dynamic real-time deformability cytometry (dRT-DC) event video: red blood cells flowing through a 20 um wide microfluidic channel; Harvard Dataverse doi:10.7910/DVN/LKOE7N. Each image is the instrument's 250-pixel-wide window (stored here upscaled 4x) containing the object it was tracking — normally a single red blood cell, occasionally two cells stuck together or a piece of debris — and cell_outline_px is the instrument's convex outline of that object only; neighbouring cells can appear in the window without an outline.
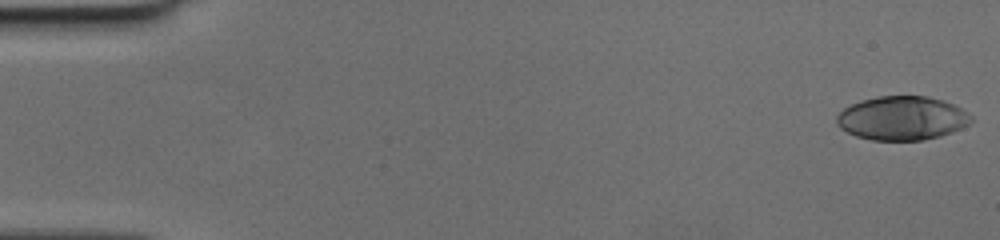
{"species": "human", "species_latin": "Homo sapiens", "temperature_condition": "cold", "stored_images_in_passage": 49, "camera_frame_rate_fps": 3000, "um_per_image_px": 0.085, "donor": {"sex": "female"}, "frame": {"image": 1, "passage_image": 1, "time_ms": 0.0, "image_size_px": [1000, 240], "cell_outline_px": [[972, 120], [968, 124], [952, 132], [940, 136], [924, 140], [872, 140], [856, 136], [840, 128], [836, 124], [836, 116], [844, 108], [852, 104], [876, 96], [928, 96], [952, 104], [960, 108], [972, 116]], "centroid_in_image_um": [76.65, 10.05], "position_along_channel_um": 8.3, "area_um2": 34.16}}
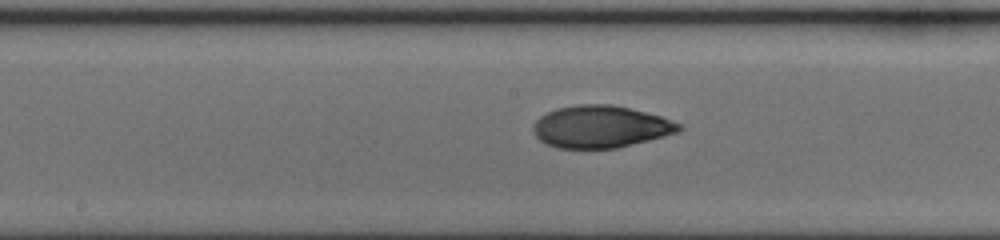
{"frame": {"image": 2, "passage_image": 26, "time_ms": 8.333, "image_size_px": [1000, 240], "cell_outline_px": [[684, 128], [680, 132], [616, 148], [556, 148], [540, 140], [532, 132], [532, 124], [540, 116], [556, 108], [576, 104], [612, 104], [660, 116], [680, 124]], "centroid_in_image_um": [51.02, 10.77], "position_along_channel_um": 197.2, "area_um2": 35.78}}
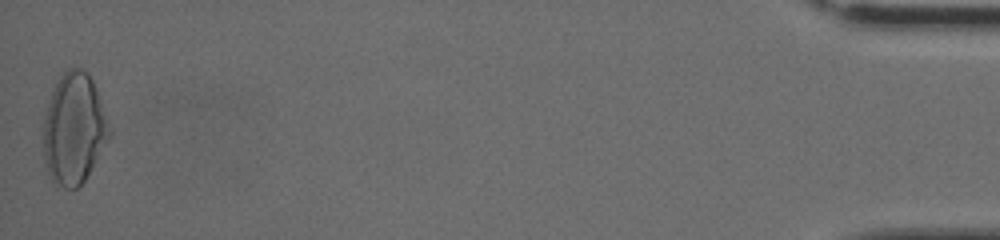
{"frame": {"image": 3, "passage_image": 49, "time_ms": 16.0, "image_size_px": [1000, 240], "cell_outline_px": [[112, 136], [84, 180], [76, 188], [56, 188], [48, 172], [44, 160], [44, 116], [52, 92], [60, 76], [68, 68], [80, 68], [88, 72], [96, 88], [112, 128]], "centroid_in_image_um": [6.31, 10.96], "position_along_channel_um": 428.9, "area_um2": 42.89}}